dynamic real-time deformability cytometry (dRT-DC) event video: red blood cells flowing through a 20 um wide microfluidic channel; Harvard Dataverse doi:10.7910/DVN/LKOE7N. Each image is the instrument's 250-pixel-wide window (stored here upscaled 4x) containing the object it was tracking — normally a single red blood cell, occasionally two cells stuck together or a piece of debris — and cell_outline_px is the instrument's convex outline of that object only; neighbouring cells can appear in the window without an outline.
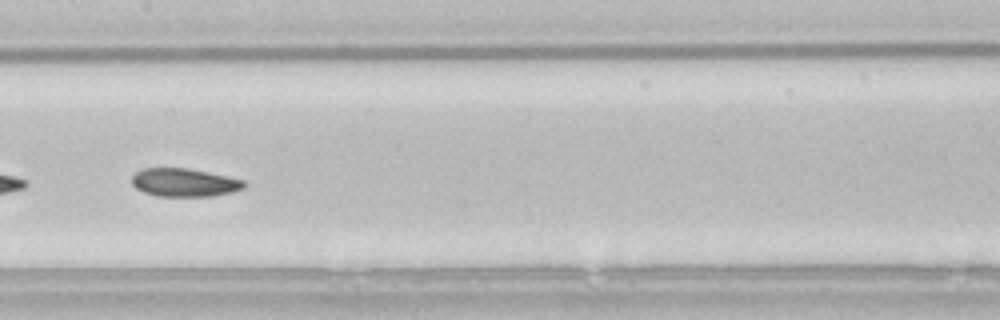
{"species": "common noctule bat (a hibernating species)", "species_latin": "Nyctalus noctula", "temperature_condition": "room temperature", "stored_images_in_passage": 52, "camera_frame_rate_fps": 3000, "um_per_image_px": 0.085, "animal": {"sex": "male", "body_mass_g": 21.5, "forearm_length_mm": 52.0}, "frame": {"image": 1, "passage_image": 26, "time_ms": 8.333, "image_size_px": [1000, 320], "cell_outline_px": [[244, 188], [232, 192], [212, 196], [156, 196], [144, 192], [136, 188], [132, 184], [132, 176], [136, 172], [144, 168], [188, 168], [228, 176], [244, 180]], "centroid_in_image_um": [15.66, 15.51], "position_along_channel_um": 191.7, "area_um2": 18.44}}
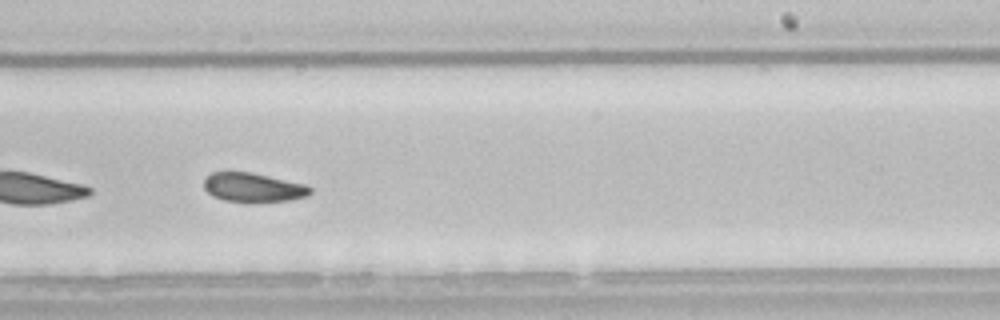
{"frame": {"image": 2, "passage_image": 32, "time_ms": 10.333, "image_size_px": [1000, 320], "cell_outline_px": [[312, 192], [308, 196], [288, 200], [252, 204], [224, 200], [212, 196], [204, 188], [204, 176], [212, 172], [248, 172], [268, 176], [304, 184], [312, 188]], "centroid_in_image_um": [21.49, 15.96], "position_along_channel_um": 267.5, "area_um2": 18.38}, "authors_computed_cell_mechanics": {"area_um2": 19.7676, "velocity_mm_per_s": 3.8081, "shape_relaxation_time_tau1_ms": null, "shape_relaxation_time_tau2_ms": 6.895, "deformation_change_tau1": null, "deformation_change_tau2": 0.1187}}